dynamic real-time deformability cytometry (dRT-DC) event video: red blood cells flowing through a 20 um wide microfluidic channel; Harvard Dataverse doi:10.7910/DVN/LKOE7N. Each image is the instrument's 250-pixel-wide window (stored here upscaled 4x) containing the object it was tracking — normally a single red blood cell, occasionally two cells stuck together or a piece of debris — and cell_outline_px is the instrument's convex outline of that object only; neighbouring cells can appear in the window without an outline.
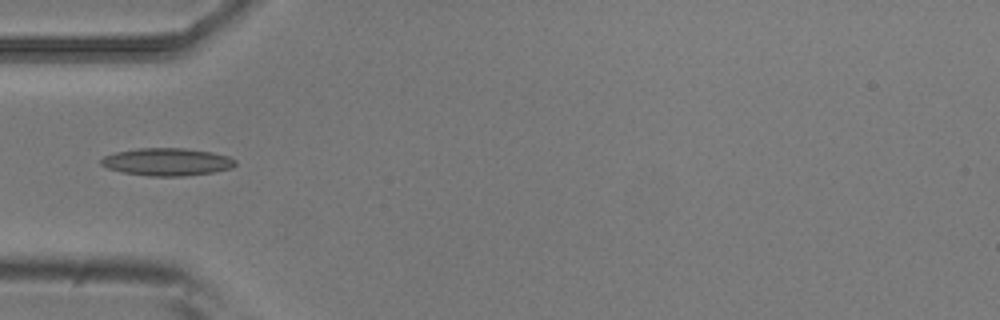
{"species": "common noctule bat (a hibernating species)", "species_latin": "Nyctalus noctula", "temperature_condition": "room temperature", "stored_images_in_passage": 8, "camera_frame_rate_fps": 3000, "um_per_image_px": 0.085, "animal": {"sex": "male", "body_mass_g": 20.5, "forearm_length_mm": 52.5}, "frame": {"image": 1, "passage_image": 5, "time_ms": 1.333, "image_size_px": [1000, 320], "cell_outline_px": [[236, 164], [232, 168], [212, 172], [184, 176], [148, 176], [120, 172], [108, 168], [100, 164], [100, 160], [104, 156], [116, 152], [140, 148], [184, 148], [212, 152], [228, 156], [236, 160]], "centroid_in_image_um": [14.19, 13.76], "position_along_channel_um": 70.8, "area_um2": 21.62}}
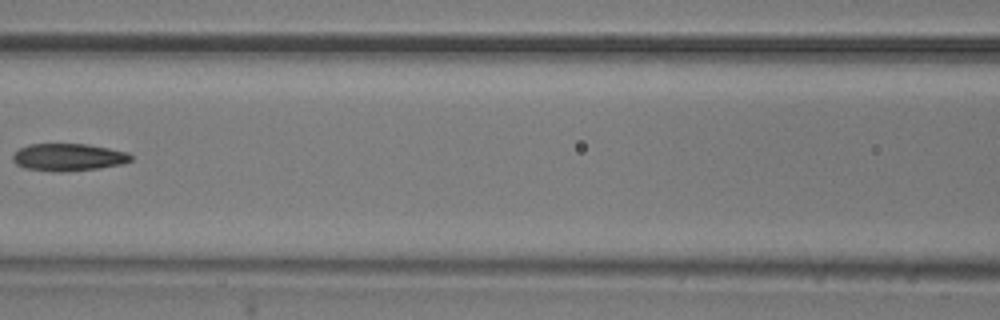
{"frame": {"image": 2, "passage_image": 7, "time_ms": 2.0, "image_size_px": [1000, 320], "cell_outline_px": [[132, 160], [124, 164], [100, 168], [64, 172], [52, 172], [24, 168], [16, 164], [12, 160], [12, 156], [20, 148], [28, 144], [88, 144], [128, 152], [132, 156]], "centroid_in_image_um": [5.82, 13.37], "position_along_channel_um": 160.8, "area_um2": 19.07}}
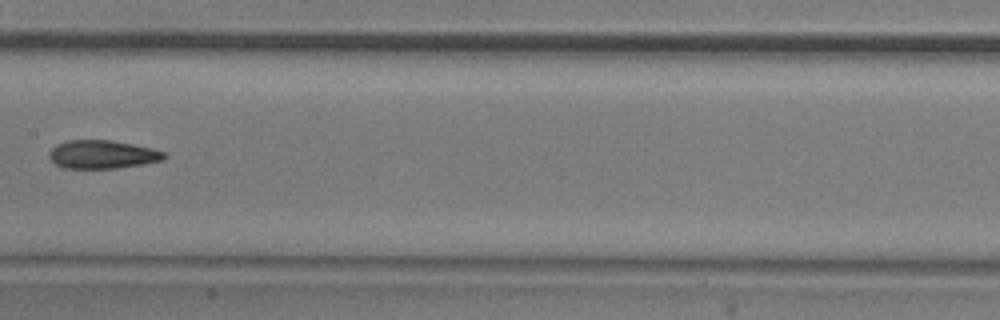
{"frame": {"image": 3, "passage_image": 8, "time_ms": 2.333, "image_size_px": [1000, 320], "cell_outline_px": [[164, 160], [144, 164], [116, 168], [64, 168], [56, 164], [48, 156], [48, 152], [56, 144], [68, 140], [112, 140], [152, 148], [164, 152]], "centroid_in_image_um": [8.68, 13.12], "position_along_channel_um": 198.7, "area_um2": 18.96}}